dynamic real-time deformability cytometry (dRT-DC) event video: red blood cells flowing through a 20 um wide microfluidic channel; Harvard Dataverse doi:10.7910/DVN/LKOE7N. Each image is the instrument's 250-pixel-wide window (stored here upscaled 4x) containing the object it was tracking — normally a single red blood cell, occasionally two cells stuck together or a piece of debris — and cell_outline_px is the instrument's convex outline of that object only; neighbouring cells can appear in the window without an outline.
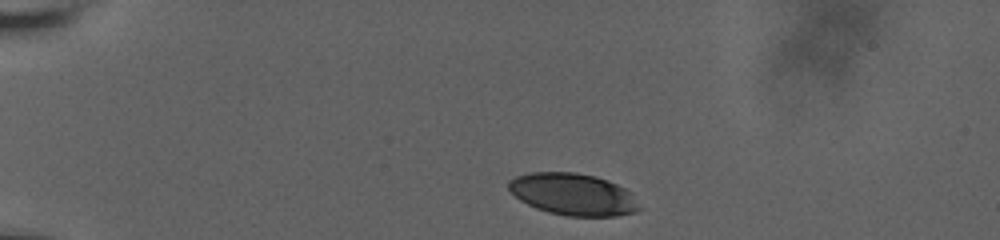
{"species": "human", "species_latin": "Homo sapiens", "temperature_condition": "room temperature", "stored_images_in_passage": 19, "camera_frame_rate_fps": 3000, "um_per_image_px": 0.085, "donor": {"sex": "male"}, "frame": {"image": 1, "passage_image": 1, "time_ms": 0.0, "image_size_px": [1000, 240], "cell_outline_px": [[644, 208], [636, 212], [616, 216], [568, 216], [548, 212], [536, 208], [520, 200], [508, 188], [508, 180], [516, 176], [528, 172], [576, 172], [596, 176], [608, 180], [632, 192]], "centroid_in_image_um": [48.76, 16.51], "position_along_channel_um": 36.2, "area_um2": 32.31}}
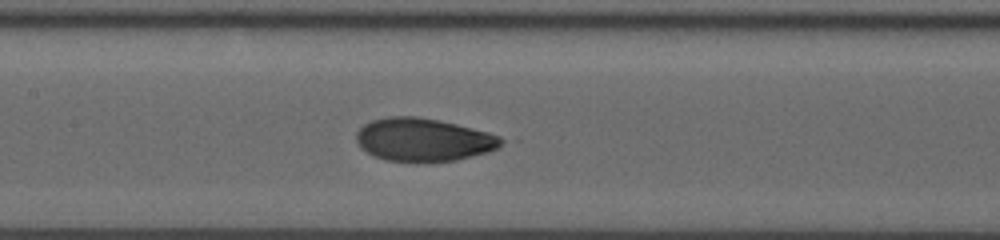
{"frame": {"image": 2, "passage_image": 11, "time_ms": 5.667, "image_size_px": [1000, 240], "cell_outline_px": [[508, 140], [496, 148], [488, 152], [456, 160], [428, 164], [416, 164], [384, 160], [372, 156], [360, 148], [356, 140], [356, 132], [364, 124], [372, 120], [388, 116], [416, 116], [440, 120], [488, 132], [500, 136]], "centroid_in_image_um": [35.97, 11.91], "position_along_channel_um": 171.4, "area_um2": 37.4}}
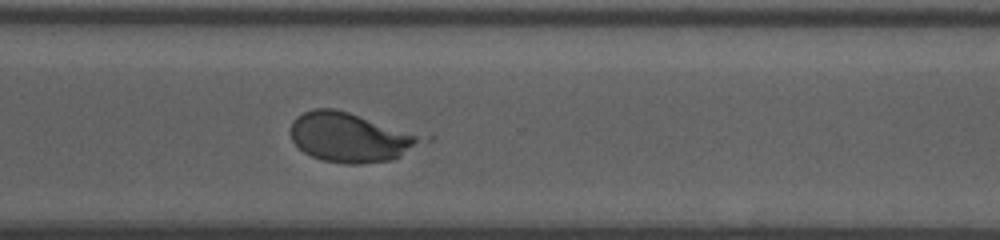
{"frame": {"image": 3, "passage_image": 19, "time_ms": 10.333, "image_size_px": [1000, 240], "cell_outline_px": [[420, 140], [400, 156], [392, 160], [360, 164], [348, 164], [320, 160], [304, 152], [292, 140], [292, 120], [296, 116], [312, 108], [332, 108], [348, 112], [416, 136]], "centroid_in_image_um": [29.58, 11.69], "position_along_channel_um": 341.0, "area_um2": 36.07}}